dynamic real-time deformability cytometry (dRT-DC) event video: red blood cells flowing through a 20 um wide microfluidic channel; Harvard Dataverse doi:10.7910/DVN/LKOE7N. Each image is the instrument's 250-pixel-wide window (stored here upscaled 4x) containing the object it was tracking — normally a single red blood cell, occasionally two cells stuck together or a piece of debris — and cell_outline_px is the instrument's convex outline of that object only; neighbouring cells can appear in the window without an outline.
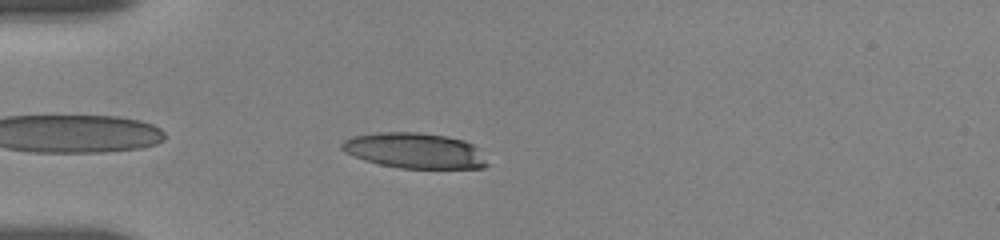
{"species": "human", "species_latin": "Homo sapiens", "temperature_condition": "room temperature", "stored_images_in_passage": 23, "camera_frame_rate_fps": 3000, "um_per_image_px": 0.085, "donor": {"sex": "female"}, "frame": {"image": 1, "passage_image": 4, "time_ms": 0.667, "image_size_px": [1000, 240], "cell_outline_px": [[492, 164], [484, 168], [400, 168], [380, 164], [364, 160], [344, 152], [340, 148], [340, 144], [344, 140], [352, 136], [376, 132], [420, 132], [448, 136], [464, 140], [480, 148]], "centroid_in_image_um": [35.31, 12.8], "position_along_channel_um": 49.7, "area_um2": 30.63}}
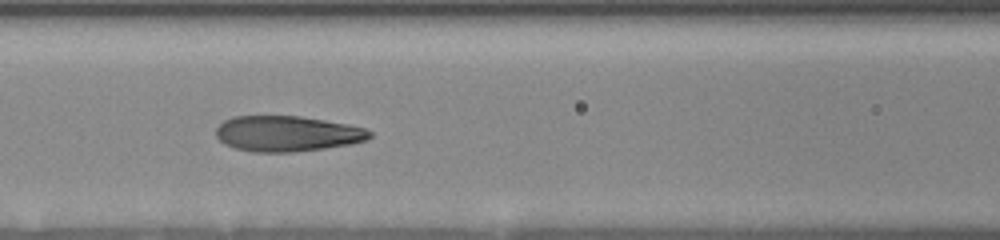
{"frame": {"image": 2, "passage_image": 13, "time_ms": 3.667, "image_size_px": [1000, 240], "cell_outline_px": [[372, 136], [368, 140], [352, 144], [324, 148], [292, 152], [252, 152], [236, 148], [224, 144], [216, 136], [216, 128], [224, 120], [232, 116], [300, 116], [348, 124], [364, 128], [372, 132]], "centroid_in_image_um": [24.41, 11.36], "position_along_channel_um": 142.2, "area_um2": 31.96}}
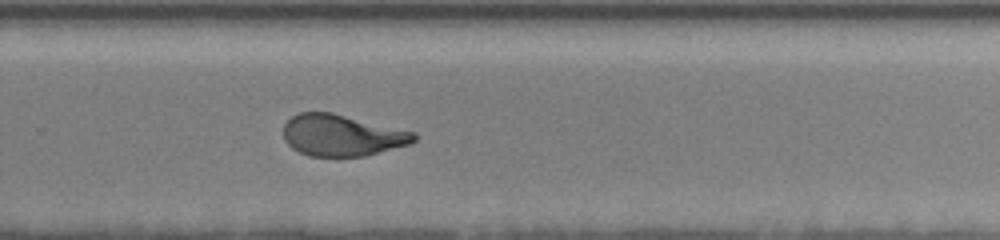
{"frame": {"image": 3, "passage_image": 23, "time_ms": 8.0, "image_size_px": [1000, 240], "cell_outline_px": [[416, 140], [408, 144], [364, 156], [308, 156], [292, 148], [284, 140], [284, 124], [292, 116], [300, 112], [332, 112], [416, 132]], "centroid_in_image_um": [29.05, 11.49], "position_along_channel_um": 300.8, "area_um2": 31.44}}